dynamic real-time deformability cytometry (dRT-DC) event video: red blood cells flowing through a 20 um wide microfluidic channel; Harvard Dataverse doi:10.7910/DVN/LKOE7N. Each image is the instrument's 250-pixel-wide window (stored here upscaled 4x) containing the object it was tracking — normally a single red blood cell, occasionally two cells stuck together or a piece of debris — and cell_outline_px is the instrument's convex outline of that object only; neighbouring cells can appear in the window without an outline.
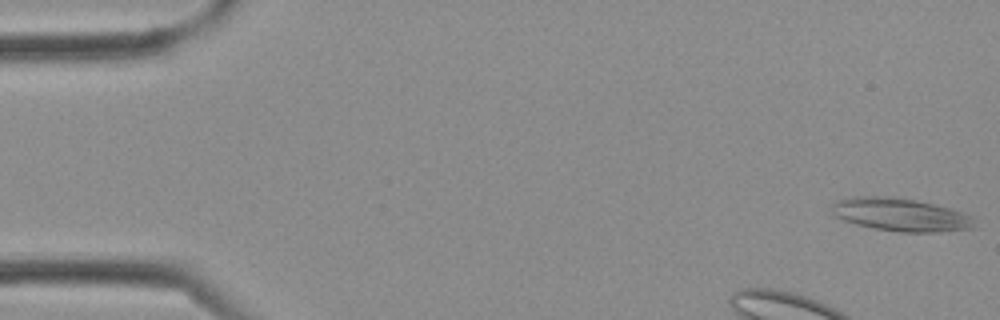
{"species": "Egyptian fruit bat (a non-hibernating species)", "species_latin": "Rousettus aegyptiacus", "temperature_condition": "cold", "stored_images_in_passage": 3, "camera_frame_rate_fps": 3000, "um_per_image_px": 0.085, "frame": {"image": 1, "passage_image": 3, "time_ms": 0.667, "image_size_px": [1000, 320], "cell_outline_px": [[976, 228], [940, 232], [900, 232], [876, 228], [856, 224], [844, 220], [836, 216], [832, 212], [832, 204], [836, 200], [852, 196], [892, 196], [916, 200], [964, 212], [972, 216]], "centroid_in_image_um": [76.56, 18.24], "position_along_channel_um": 8.4, "area_um2": 27.51}}